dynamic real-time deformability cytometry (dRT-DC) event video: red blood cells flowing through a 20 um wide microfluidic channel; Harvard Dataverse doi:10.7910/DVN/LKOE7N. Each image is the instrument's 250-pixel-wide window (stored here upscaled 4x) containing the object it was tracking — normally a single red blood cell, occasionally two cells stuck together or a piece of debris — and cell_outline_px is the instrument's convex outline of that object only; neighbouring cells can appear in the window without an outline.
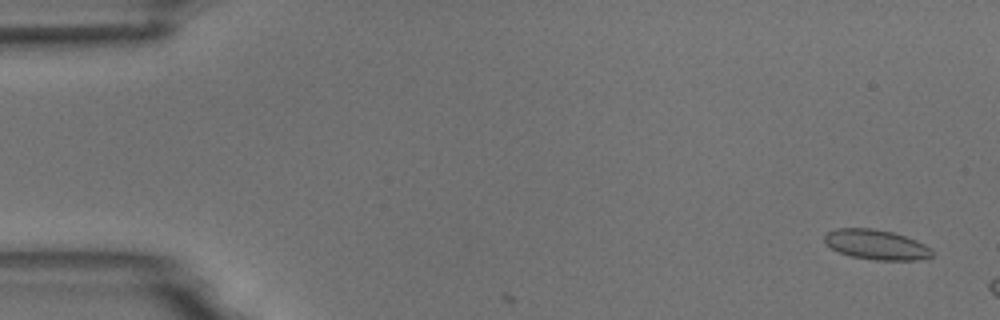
{"species": "common noctule bat (a hibernating species)", "species_latin": "Nyctalus noctula", "temperature_condition": "room temperature", "stored_images_in_passage": 4, "camera_frame_rate_fps": 3000, "um_per_image_px": 0.085, "animal": {"sex": "male", "body_mass_g": 18.8}, "frame": {"image": 1, "passage_image": 1, "time_ms": 0.0, "image_size_px": [1000, 320], "cell_outline_px": [[932, 256], [916, 260], [876, 260], [852, 256], [840, 252], [824, 244], [824, 236], [828, 232], [836, 228], [872, 228], [892, 232], [916, 240], [932, 248]], "centroid_in_image_um": [74.47, 20.79], "position_along_channel_um": 10.5, "area_um2": 18.67}}